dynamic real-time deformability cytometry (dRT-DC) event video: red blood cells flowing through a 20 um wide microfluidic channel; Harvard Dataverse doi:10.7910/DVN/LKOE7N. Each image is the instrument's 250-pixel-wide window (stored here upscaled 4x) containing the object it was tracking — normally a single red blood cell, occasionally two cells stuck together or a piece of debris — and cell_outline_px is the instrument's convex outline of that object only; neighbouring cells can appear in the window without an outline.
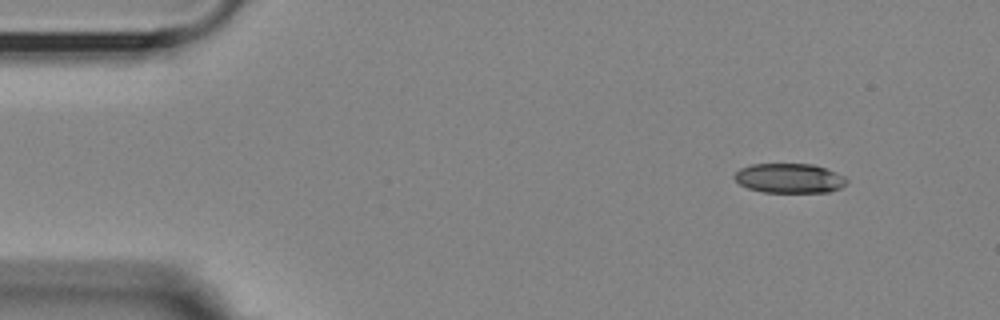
{"species": "Egyptian fruit bat (a non-hibernating species)", "species_latin": "Rousettus aegyptiacus", "temperature_condition": "room temperature", "stored_images_in_passage": 10, "camera_frame_rate_fps": 3000, "um_per_image_px": 0.085, "animal": {"sex": "female"}, "frame": {"image": 1, "passage_image": 1, "time_ms": 0.0, "image_size_px": [1000, 320], "cell_outline_px": [[848, 180], [840, 188], [828, 192], [764, 192], [748, 188], [740, 184], [732, 176], [740, 168], [752, 164], [812, 164], [836, 172], [844, 176]], "centroid_in_image_um": [67.08, 15.15], "position_along_channel_um": 17.9, "area_um2": 19.25}}